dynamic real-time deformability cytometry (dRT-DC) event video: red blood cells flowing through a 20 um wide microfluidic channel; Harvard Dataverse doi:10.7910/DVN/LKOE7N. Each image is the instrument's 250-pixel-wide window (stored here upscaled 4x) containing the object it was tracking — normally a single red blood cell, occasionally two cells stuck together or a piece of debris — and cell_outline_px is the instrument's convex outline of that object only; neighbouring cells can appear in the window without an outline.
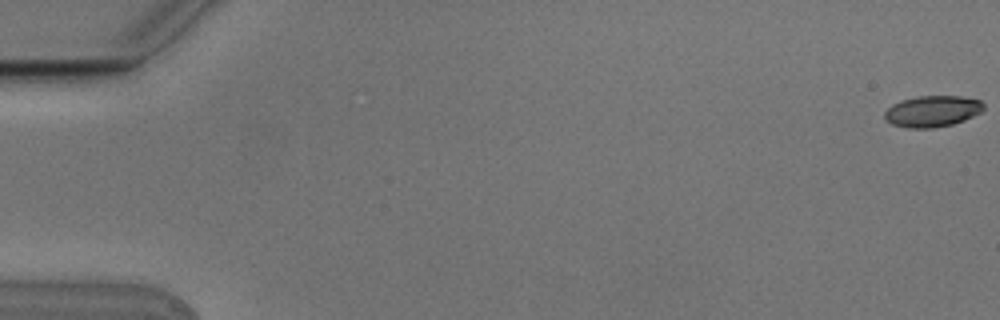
{"species": "Egyptian fruit bat (a non-hibernating species)", "species_latin": "Rousettus aegyptiacus", "temperature_condition": "cold", "stored_images_in_passage": 5, "camera_frame_rate_fps": 3000, "um_per_image_px": 0.085, "animal": {"sex": "male"}, "frame": {"image": 1, "passage_image": 1, "time_ms": 0.0, "image_size_px": [1000, 320], "cell_outline_px": [[984, 108], [980, 112], [964, 120], [952, 124], [932, 128], [908, 128], [892, 124], [884, 116], [884, 112], [892, 104], [900, 100], [916, 96], [960, 96], [980, 100], [984, 104]], "centroid_in_image_um": [79.24, 9.45], "position_along_channel_um": 5.8, "area_um2": 17.98}}
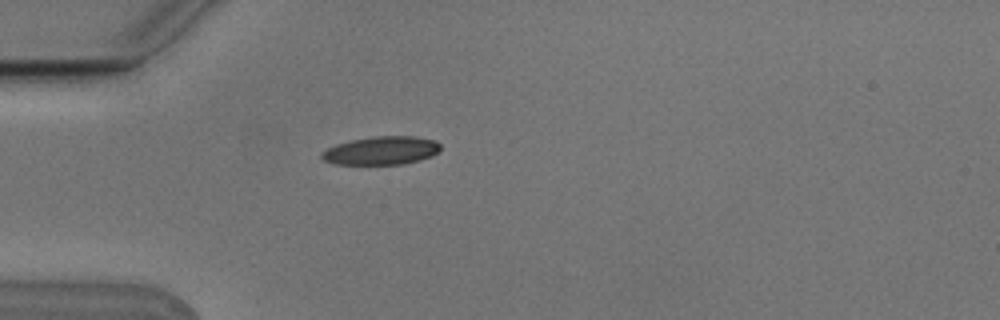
{"frame": {"image": 2, "passage_image": 5, "time_ms": 1.333, "image_size_px": [1000, 320], "cell_outline_px": [[440, 148], [432, 156], [420, 160], [404, 164], [336, 164], [324, 160], [320, 156], [320, 152], [336, 144], [352, 140], [376, 136], [416, 136], [436, 140], [440, 144]], "centroid_in_image_um": [32.43, 12.79], "position_along_channel_um": 52.6, "area_um2": 19.59}}